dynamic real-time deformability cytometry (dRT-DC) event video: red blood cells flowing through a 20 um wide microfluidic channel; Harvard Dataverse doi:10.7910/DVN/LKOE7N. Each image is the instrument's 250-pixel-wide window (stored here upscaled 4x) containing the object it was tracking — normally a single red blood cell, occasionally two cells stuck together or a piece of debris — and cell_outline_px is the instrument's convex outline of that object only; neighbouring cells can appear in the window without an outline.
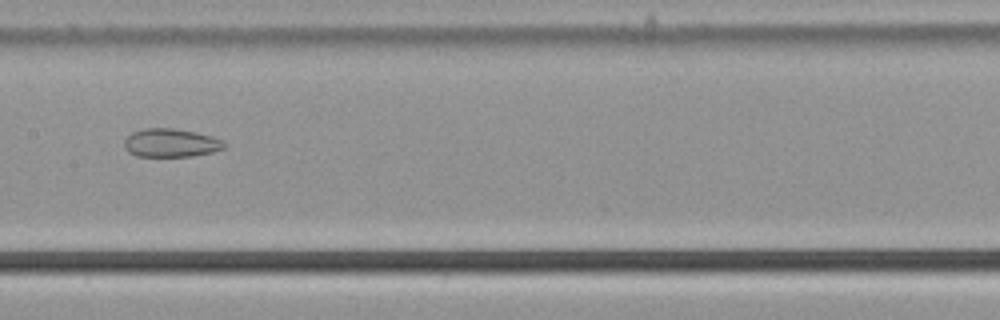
{"species": "common noctule bat (a hibernating species)", "species_latin": "Nyctalus noctula", "temperature_condition": "cold", "stored_images_in_passage": 40, "camera_frame_rate_fps": 3000, "um_per_image_px": 0.085, "animal": {"sex": "male", "body_mass_g": 21.5, "forearm_length_mm": 52.0}, "frame": {"image": 1, "passage_image": 13, "time_ms": 4.0, "image_size_px": [1000, 320], "cell_outline_px": [[228, 144], [224, 148], [212, 152], [192, 156], [136, 156], [128, 152], [124, 148], [124, 140], [132, 132], [144, 128], [172, 128], [196, 132], [212, 136], [224, 140]], "centroid_in_image_um": [14.54, 12.14], "position_along_channel_um": 192.9, "area_um2": 16.7}}
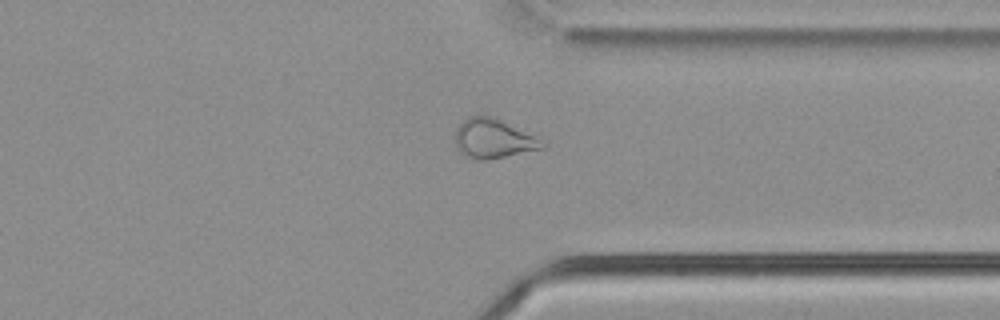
{"frame": {"image": 2, "passage_image": 27, "time_ms": 8.667, "image_size_px": [1000, 320], "cell_outline_px": [[548, 144], [544, 148], [484, 160], [476, 160], [460, 152], [456, 144], [456, 128], [468, 116], [488, 116], [500, 120], [536, 136]], "centroid_in_image_um": [41.95, 11.79], "position_along_channel_um": 369.5, "area_um2": 19.54}}
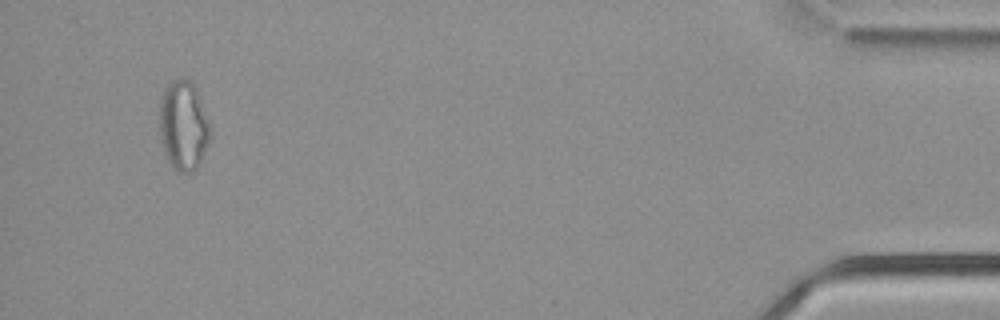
{"frame": {"image": 3, "passage_image": 37, "time_ms": 12.0, "image_size_px": [1000, 320], "cell_outline_px": [[208, 140], [200, 160], [196, 168], [192, 172], [180, 172], [168, 160], [164, 148], [160, 132], [160, 100], [164, 88], [172, 80], [192, 80], [196, 88], [208, 120]], "centroid_in_image_um": [15.57, 10.62], "position_along_channel_um": 419.6, "area_um2": 25.55}, "authors_computed_cell_mechanics": {"area_um2": 19.9699, "velocity_mm_per_s": 3.7964, "shape_relaxation_time_tau1_ms": null, "shape_relaxation_time_tau2_ms": 4.0445, "deformation_change_tau1": null, "deformation_change_tau2": 0.1042}}